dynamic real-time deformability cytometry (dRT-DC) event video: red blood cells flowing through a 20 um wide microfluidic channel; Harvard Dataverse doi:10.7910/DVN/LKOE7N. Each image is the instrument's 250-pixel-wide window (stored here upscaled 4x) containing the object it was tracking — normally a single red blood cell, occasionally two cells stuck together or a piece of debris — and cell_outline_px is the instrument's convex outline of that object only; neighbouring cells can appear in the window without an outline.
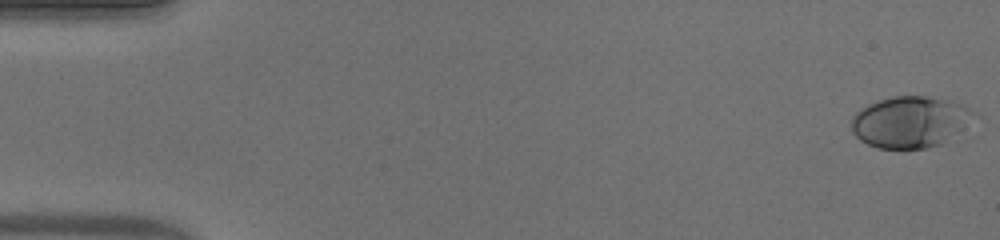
{"species": "human", "species_latin": "Homo sapiens", "temperature_condition": "warm", "stored_images_in_passage": 53, "camera_frame_rate_fps": 3000, "um_per_image_px": 0.085, "donor": {"sex": "male"}, "frame": {"image": 1, "passage_image": 1, "time_ms": 0.0, "image_size_px": [1000, 240], "cell_outline_px": [[972, 112], [940, 144], [924, 148], [880, 148], [868, 144], [860, 140], [852, 132], [852, 116], [860, 108], [868, 104], [892, 96], [924, 96], [964, 104]], "centroid_in_image_um": [77.17, 10.34], "position_along_channel_um": 7.8, "area_um2": 34.97}}
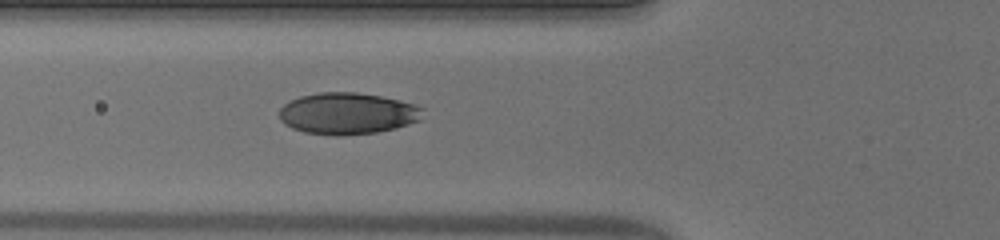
{"frame": {"image": 2, "passage_image": 20, "time_ms": 6.333, "image_size_px": [1000, 240], "cell_outline_px": [[424, 108], [420, 120], [396, 128], [376, 132], [340, 136], [332, 136], [304, 132], [292, 128], [284, 124], [280, 120], [280, 108], [284, 104], [300, 96], [316, 92], [356, 92], [380, 96], [400, 100]], "centroid_in_image_um": [29.52, 9.65], "position_along_channel_um": 96.3, "area_um2": 34.91}}
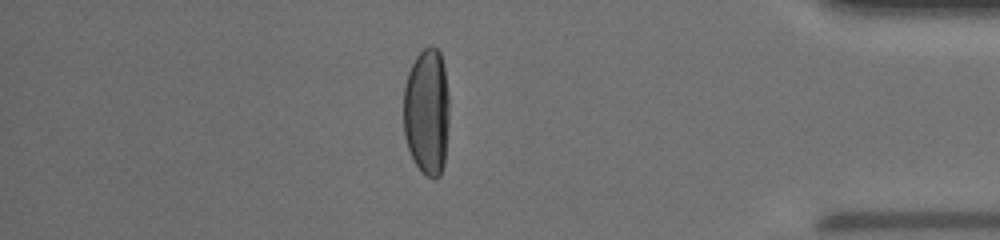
{"frame": {"image": 3, "passage_image": 46, "time_ms": 15.0, "image_size_px": [1000, 240], "cell_outline_px": [[448, 124], [444, 164], [440, 176], [436, 180], [432, 180], [416, 164], [408, 148], [404, 136], [404, 84], [408, 72], [416, 56], [424, 48], [432, 44], [440, 52], [444, 68], [448, 96]], "centroid_in_image_um": [36.28, 9.49], "position_along_channel_um": 398.9, "area_um2": 33.93}, "authors_computed_cell_mechanics": {"area_um2": 35.0846, "velocity_mm_per_s": 3.8834, "shape_relaxation_time_tau1_ms": 3.6377, "shape_relaxation_time_tau2_ms": null, "deformation_change_tau1": 0.2183, "deformation_change_tau2": null}}